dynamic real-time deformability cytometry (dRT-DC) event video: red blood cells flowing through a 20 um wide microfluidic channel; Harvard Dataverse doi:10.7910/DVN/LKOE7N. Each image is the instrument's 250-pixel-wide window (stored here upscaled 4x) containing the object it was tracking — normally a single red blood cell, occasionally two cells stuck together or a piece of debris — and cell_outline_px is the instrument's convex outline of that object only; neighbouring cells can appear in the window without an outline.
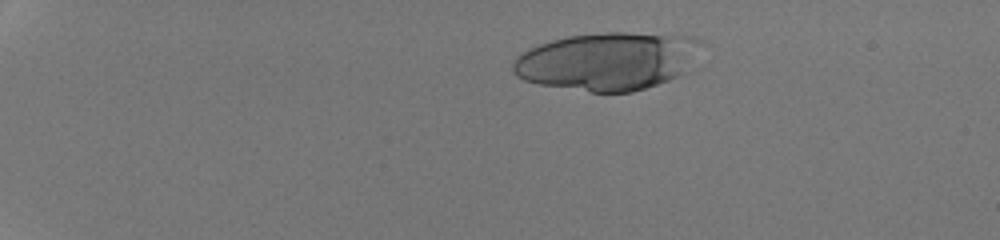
{"species": "human", "species_latin": "Homo sapiens", "temperature_condition": "room temperature", "stored_images_in_passage": 40, "camera_frame_rate_fps": 3000, "um_per_image_px": 0.085, "donor": {"sex": "male"}, "frame": {"image": 1, "passage_image": 1, "time_ms": 0.0, "image_size_px": [1000, 240], "cell_outline_px": [[708, 44], [676, 76], [668, 80], [632, 92], [592, 92], [540, 84], [524, 80], [516, 76], [512, 72], [512, 64], [516, 56], [528, 48], [552, 40], [568, 36], [604, 32], [624, 32], [692, 36]], "centroid_in_image_um": [51.62, 5.18], "position_along_channel_um": 33.4, "area_um2": 63.46}}
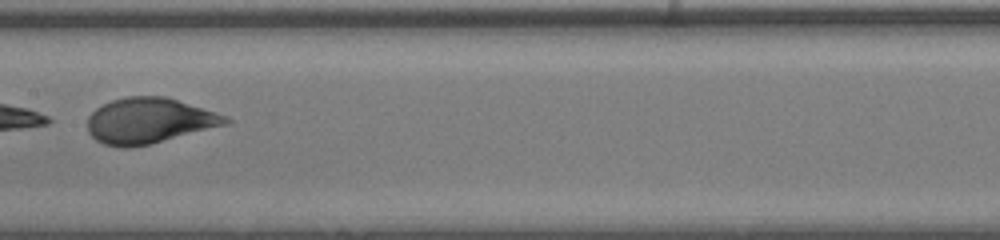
{"frame": {"image": 2, "passage_image": 21, "time_ms": 6.667, "image_size_px": [1000, 240], "cell_outline_px": [[232, 120], [228, 124], [148, 144], [128, 148], [124, 148], [104, 144], [96, 140], [88, 132], [88, 116], [96, 108], [112, 100], [128, 96], [164, 96], [216, 112], [228, 116]], "centroid_in_image_um": [12.66, 10.25], "position_along_channel_um": 194.7, "area_um2": 36.36}}
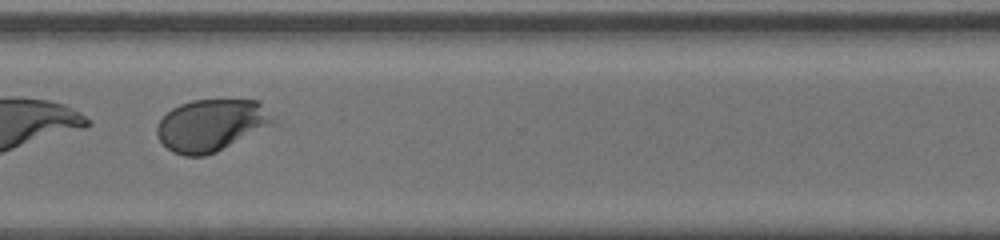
{"frame": {"image": 3, "passage_image": 32, "time_ms": 10.333, "image_size_px": [1000, 240], "cell_outline_px": [[288, 128], [204, 156], [184, 156], [172, 152], [160, 140], [156, 132], [156, 124], [172, 108], [180, 104], [192, 100], [260, 100]], "centroid_in_image_um": [18.3, 10.68], "position_along_channel_um": 352.3, "area_um2": 38.09}, "authors_computed_cell_mechanics": {"area_um2": 38.0902, "velocity_mm_per_s": 4.2773, "shape_relaxation_time_tau1_ms": 1.3024, "shape_relaxation_time_tau2_ms": null, "deformation_change_tau1": 0.3618, "deformation_change_tau2": null}}